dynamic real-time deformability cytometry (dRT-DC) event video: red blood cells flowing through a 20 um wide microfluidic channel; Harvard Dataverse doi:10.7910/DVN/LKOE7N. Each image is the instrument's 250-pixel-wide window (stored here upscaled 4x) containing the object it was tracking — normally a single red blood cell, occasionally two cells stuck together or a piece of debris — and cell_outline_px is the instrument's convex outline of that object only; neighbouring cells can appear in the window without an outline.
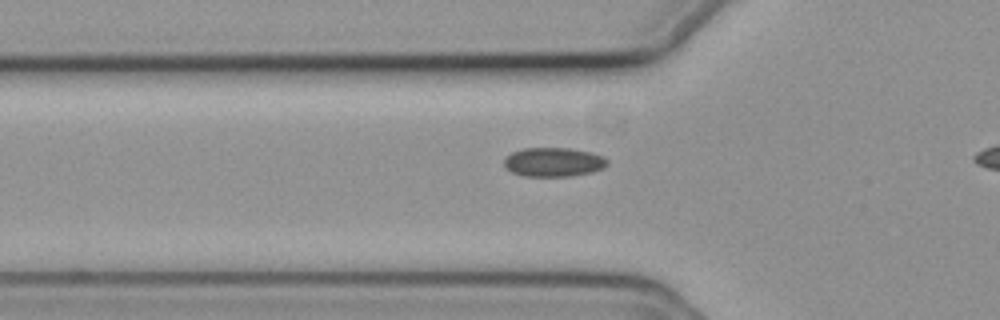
{"species": "common noctule bat (a hibernating species)", "species_latin": "Nyctalus noctula", "temperature_condition": "cold", "stored_images_in_passage": 36, "camera_frame_rate_fps": 3000, "um_per_image_px": 0.085, "animal": {"sex": "female", "body_mass_g": 19.3, "forearm_length_mm": 54.1}, "frame": {"image": 1, "passage_image": 9, "time_ms": 2.667, "image_size_px": [1000, 320], "cell_outline_px": [[608, 164], [604, 168], [592, 172], [572, 176], [524, 176], [512, 172], [504, 164], [504, 160], [512, 152], [524, 148], [568, 148], [592, 152], [604, 156], [608, 160]], "centroid_in_image_um": [47.1, 13.77], "position_along_channel_um": 78.7, "area_um2": 17.51}}
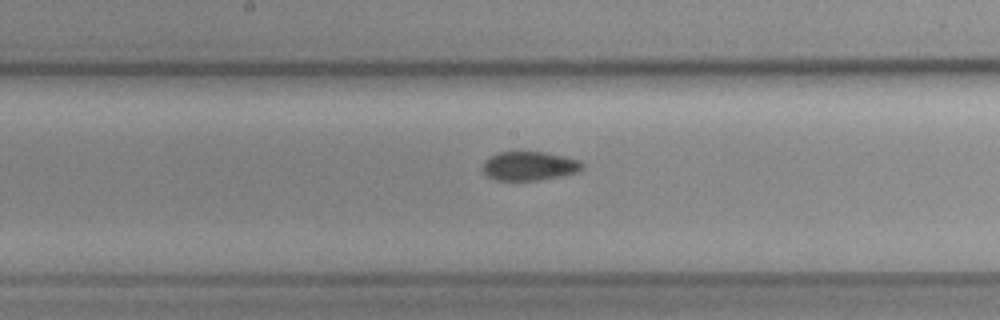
{"frame": {"image": 2, "passage_image": 19, "time_ms": 6.0, "image_size_px": [1000, 320], "cell_outline_px": [[584, 168], [576, 172], [560, 176], [536, 180], [496, 180], [488, 176], [484, 172], [484, 160], [488, 156], [496, 152], [544, 152], [580, 160], [584, 164]], "centroid_in_image_um": [44.98, 14.1], "position_along_channel_um": 203.2, "area_um2": 16.7}}
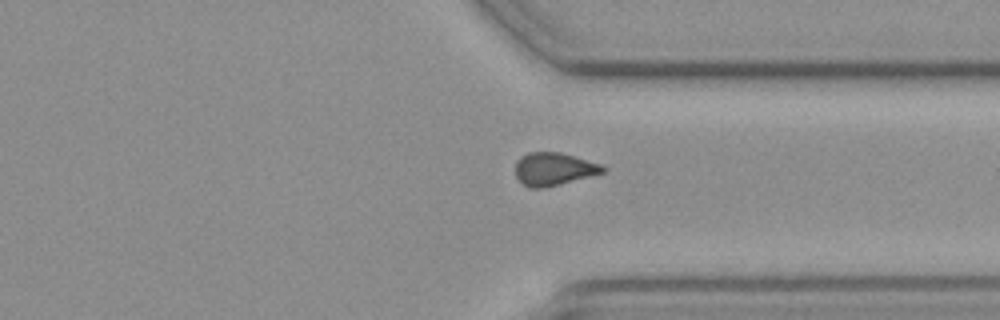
{"frame": {"image": 3, "passage_image": 32, "time_ms": 10.333, "image_size_px": [1000, 320], "cell_outline_px": [[608, 168], [604, 172], [560, 184], [544, 188], [528, 188], [516, 176], [516, 160], [520, 156], [528, 152], [560, 152], [604, 164]], "centroid_in_image_um": [47.09, 14.35], "position_along_channel_um": 364.3, "area_um2": 16.88}}